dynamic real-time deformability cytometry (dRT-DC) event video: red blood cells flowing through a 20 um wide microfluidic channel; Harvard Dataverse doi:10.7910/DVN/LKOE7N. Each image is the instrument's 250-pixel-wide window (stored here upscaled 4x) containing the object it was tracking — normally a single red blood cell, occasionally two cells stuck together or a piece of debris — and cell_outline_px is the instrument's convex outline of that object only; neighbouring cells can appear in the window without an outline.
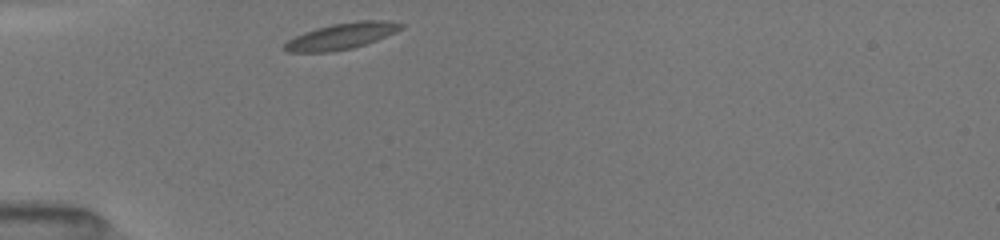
{"species": "common noctule bat (a hibernating species)", "species_latin": "Nyctalus noctula", "temperature_condition": "room temperature", "stored_images_in_passage": 8, "camera_frame_rate_fps": 3000, "um_per_image_px": 0.085, "animal": {"sex": "female", "body_mass_g": 19.5, "forearm_length_mm": 54.1}, "frame": {"image": 1, "passage_image": 1, "time_ms": 0.0, "image_size_px": [1000, 240], "cell_outline_px": [[404, 28], [376, 40], [352, 48], [328, 52], [288, 52], [284, 48], [284, 44], [288, 40], [304, 32], [316, 28], [332, 24], [356, 20], [384, 20], [404, 24]], "centroid_in_image_um": [29.03, 3.06], "position_along_channel_um": 56.0, "area_um2": 17.63}}
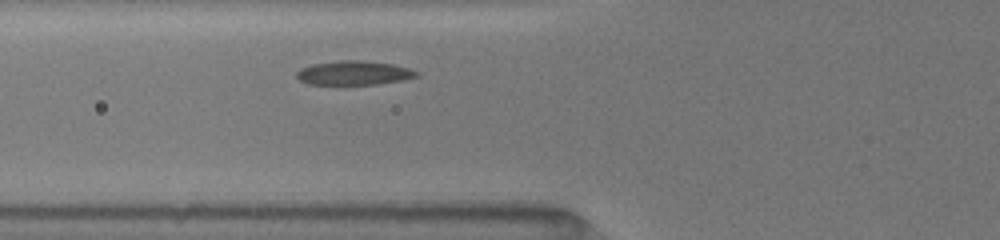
{"frame": {"image": 2, "passage_image": 5, "time_ms": 1.333, "image_size_px": [1000, 240], "cell_outline_px": [[420, 76], [404, 80], [376, 84], [308, 84], [300, 80], [296, 76], [296, 72], [300, 68], [312, 64], [340, 60], [360, 60], [392, 64], [408, 68], [420, 72]], "centroid_in_image_um": [30.1, 6.19], "position_along_channel_um": 95.7, "area_um2": 16.88}}
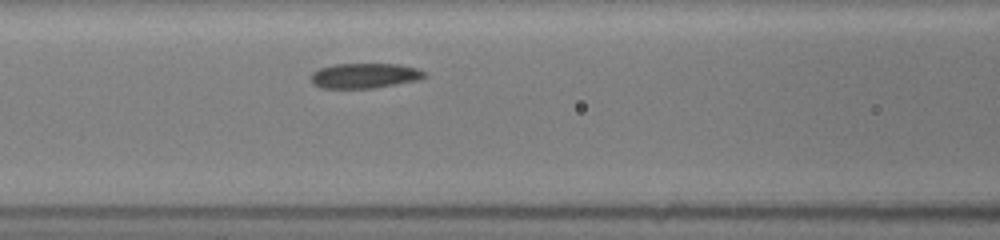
{"frame": {"image": 3, "passage_image": 8, "time_ms": 2.333, "image_size_px": [1000, 240], "cell_outline_px": [[428, 76], [416, 80], [372, 88], [320, 88], [312, 84], [308, 76], [312, 72], [320, 68], [336, 64], [400, 64], [416, 68], [424, 72]], "centroid_in_image_um": [30.92, 6.43], "position_along_channel_um": 135.7, "area_um2": 16.59}}